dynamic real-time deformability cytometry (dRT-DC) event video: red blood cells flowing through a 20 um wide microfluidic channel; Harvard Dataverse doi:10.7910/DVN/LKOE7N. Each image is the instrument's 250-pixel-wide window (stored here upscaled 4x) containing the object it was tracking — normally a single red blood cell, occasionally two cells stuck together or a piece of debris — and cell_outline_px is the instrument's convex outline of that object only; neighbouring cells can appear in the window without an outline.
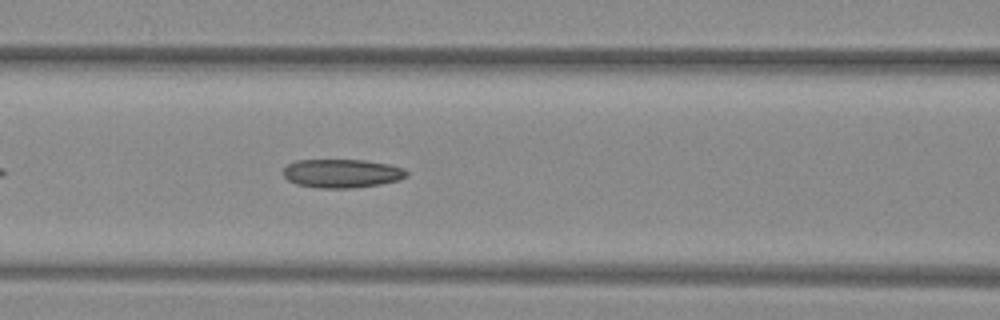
{"species": "common noctule bat (a hibernating species)", "species_latin": "Nyctalus noctula", "temperature_condition": "warm", "stored_images_in_passage": 29, "camera_frame_rate_fps": 3000, "um_per_image_px": 0.085, "animal": {"sex": "female", "body_mass_g": 29.2, "forearm_length_mm": 56.3}, "frame": {"image": 1, "passage_image": 9, "time_ms": 2.667, "image_size_px": [1000, 320], "cell_outline_px": [[408, 176], [400, 180], [380, 184], [352, 188], [320, 188], [296, 184], [288, 180], [284, 176], [284, 168], [288, 164], [296, 160], [364, 160], [388, 164], [404, 168], [408, 172]], "centroid_in_image_um": [29.08, 14.74], "position_along_channel_um": 137.5, "area_um2": 20.63}}
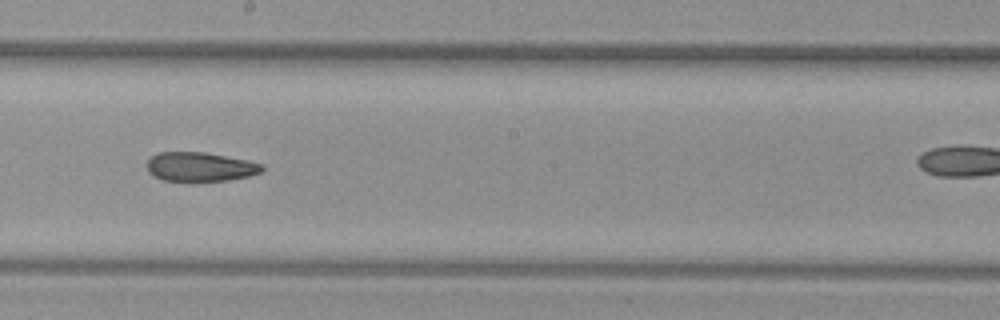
{"frame": {"image": 2, "passage_image": 16, "time_ms": 5.0, "image_size_px": [1000, 320], "cell_outline_px": [[264, 168], [260, 172], [248, 176], [228, 180], [192, 184], [160, 180], [152, 176], [148, 172], [148, 160], [156, 152], [204, 152], [248, 160], [264, 164]], "centroid_in_image_um": [16.97, 14.22], "position_along_channel_um": 231.2, "area_um2": 20.4}}
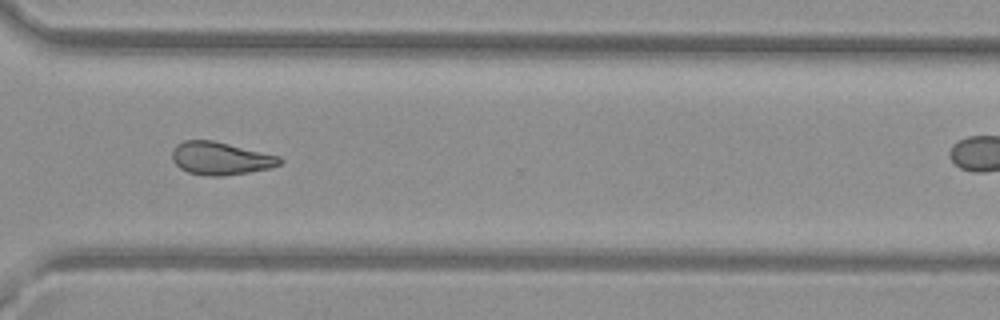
{"frame": {"image": 3, "passage_image": 25, "time_ms": 8.0, "image_size_px": [1000, 320], "cell_outline_px": [[284, 160], [280, 164], [272, 168], [224, 176], [208, 176], [188, 172], [180, 168], [172, 160], [172, 152], [176, 144], [184, 140], [212, 140], [280, 156]], "centroid_in_image_um": [18.75, 13.46], "position_along_channel_um": 351.8, "area_um2": 20.63}}